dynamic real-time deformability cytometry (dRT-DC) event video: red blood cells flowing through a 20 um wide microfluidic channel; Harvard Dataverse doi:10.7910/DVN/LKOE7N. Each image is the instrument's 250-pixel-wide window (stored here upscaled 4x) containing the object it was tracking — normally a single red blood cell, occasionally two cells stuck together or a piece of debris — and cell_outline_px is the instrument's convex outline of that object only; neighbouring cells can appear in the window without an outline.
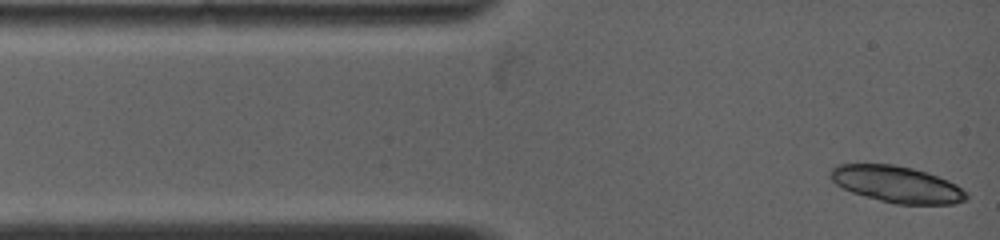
{"species": "common noctule bat (a hibernating species)", "species_latin": "Nyctalus noctula", "temperature_condition": "warm", "stored_images_in_passage": 7, "camera_frame_rate_fps": 5000, "um_per_image_px": 0.085, "animal": {"sex": "female", "body_mass_g": 19.0, "forearm_length_mm": 53.3}, "frame": {"image": 1, "passage_image": 1, "time_ms": 0.0, "image_size_px": [1000, 240], "cell_outline_px": [[968, 196], [964, 200], [956, 204], [896, 204], [864, 196], [852, 192], [836, 184], [828, 176], [832, 168], [836, 164], [896, 164], [928, 172], [948, 180], [956, 184], [968, 192]], "centroid_in_image_um": [76.24, 15.66], "position_along_channel_um": 8.8, "area_um2": 29.07}}